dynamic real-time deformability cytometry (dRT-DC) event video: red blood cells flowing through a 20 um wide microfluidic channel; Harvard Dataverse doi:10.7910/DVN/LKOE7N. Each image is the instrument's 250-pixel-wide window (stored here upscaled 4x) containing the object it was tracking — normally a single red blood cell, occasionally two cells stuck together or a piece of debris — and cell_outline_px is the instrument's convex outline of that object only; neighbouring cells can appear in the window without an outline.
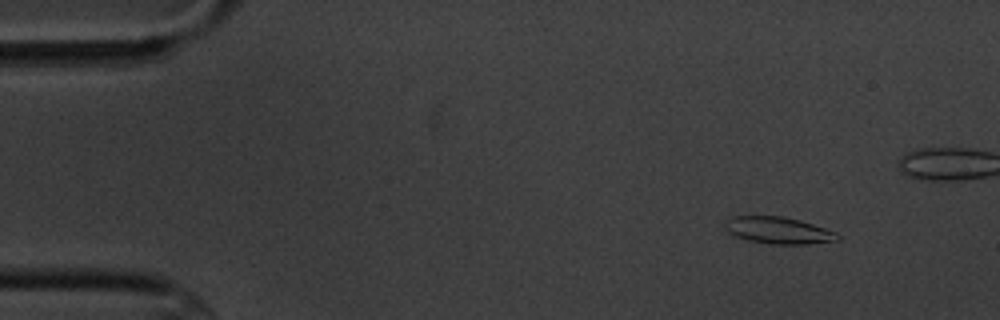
{"species": "common noctule bat (a hibernating species)", "species_latin": "Nyctalus noctula", "temperature_condition": "cold", "stored_images_in_passage": 4, "camera_frame_rate_fps": 3000, "um_per_image_px": 0.085, "animal": {"sex": "male", "body_mass_g": 20.1, "forearm_length_mm": 53.5}, "frame": {"image": 1, "passage_image": 1, "time_ms": 0.0, "image_size_px": [1000, 320], "cell_outline_px": [[840, 240], [808, 244], [772, 244], [748, 240], [736, 236], [728, 232], [724, 228], [724, 220], [732, 216], [780, 216], [800, 220], [836, 232], [840, 236]], "centroid_in_image_um": [66.14, 19.58], "position_along_channel_um": 18.9, "area_um2": 17.63}}